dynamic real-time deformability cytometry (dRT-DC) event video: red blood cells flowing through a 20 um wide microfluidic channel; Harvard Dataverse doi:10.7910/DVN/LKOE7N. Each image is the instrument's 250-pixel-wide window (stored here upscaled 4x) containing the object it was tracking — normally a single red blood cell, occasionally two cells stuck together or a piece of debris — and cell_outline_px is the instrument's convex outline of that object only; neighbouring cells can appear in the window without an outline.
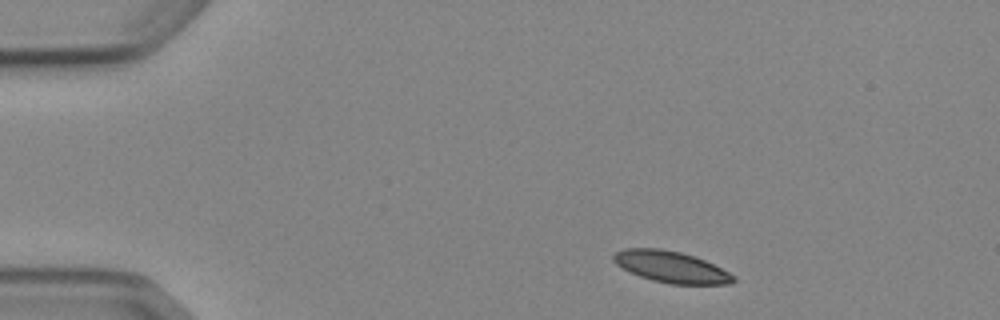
{"species": "Egyptian fruit bat (a non-hibernating species)", "species_latin": "Rousettus aegyptiacus", "temperature_condition": "cold", "stored_images_in_passage": 3, "camera_frame_rate_fps": 3000, "um_per_image_px": 0.085, "animal": {"sex": "female"}, "frame": {"image": 1, "passage_image": 1, "time_ms": 0.0, "image_size_px": [1000, 320], "cell_outline_px": [[736, 280], [732, 284], [672, 284], [652, 280], [640, 276], [616, 264], [612, 260], [612, 256], [616, 252], [624, 248], [660, 248], [680, 252], [696, 256], [736, 276]], "centroid_in_image_um": [57.05, 22.68], "position_along_channel_um": 27.9, "area_um2": 21.85}}